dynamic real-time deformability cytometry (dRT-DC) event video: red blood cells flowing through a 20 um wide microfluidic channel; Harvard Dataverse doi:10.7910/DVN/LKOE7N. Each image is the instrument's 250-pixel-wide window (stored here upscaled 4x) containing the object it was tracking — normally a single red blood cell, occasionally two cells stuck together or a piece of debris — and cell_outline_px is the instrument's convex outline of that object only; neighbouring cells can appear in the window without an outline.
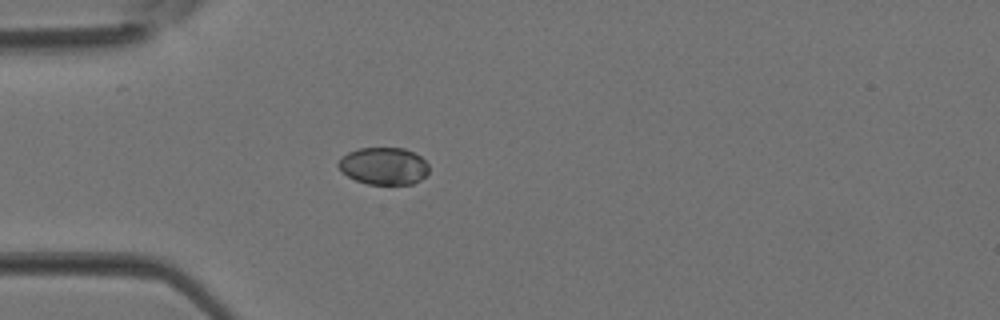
{"species": "Egyptian fruit bat (a non-hibernating species)", "species_latin": "Rousettus aegyptiacus", "temperature_condition": "room temperature", "stored_images_in_passage": 1, "camera_frame_rate_fps": 3000, "um_per_image_px": 0.085, "animal": {"sex": "female"}, "frame": {"image": 1, "passage_image": 1, "time_ms": 0.0, "image_size_px": [1000, 320], "cell_outline_px": [[428, 172], [420, 180], [412, 184], [368, 184], [356, 180], [348, 176], [336, 164], [340, 156], [348, 152], [360, 148], [404, 148], [420, 156], [428, 164]], "centroid_in_image_um": [32.6, 14.1], "position_along_channel_um": 52.4, "area_um2": 19.59}}